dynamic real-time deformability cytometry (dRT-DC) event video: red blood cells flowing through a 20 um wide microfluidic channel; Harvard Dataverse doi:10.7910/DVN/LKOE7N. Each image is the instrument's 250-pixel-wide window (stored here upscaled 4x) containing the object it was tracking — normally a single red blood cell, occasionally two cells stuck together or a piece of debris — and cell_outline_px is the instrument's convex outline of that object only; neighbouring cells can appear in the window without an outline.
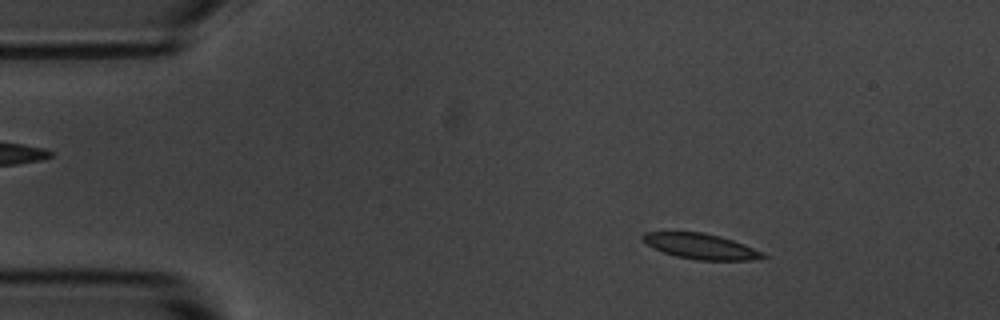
{"species": "common noctule bat (a hibernating species)", "species_latin": "Nyctalus noctula", "temperature_condition": "room temperature", "stored_images_in_passage": 4, "camera_frame_rate_fps": 3000, "um_per_image_px": 0.085, "animal": {"sex": "male", "body_mass_g": 20.1, "forearm_length_mm": 53.5}, "frame": {"image": 1, "passage_image": 2, "time_ms": 0.333, "image_size_px": [1000, 320], "cell_outline_px": [[768, 256], [756, 260], [696, 260], [676, 256], [652, 248], [640, 236], [644, 232], [704, 232], [720, 236], [744, 244], [764, 252]], "centroid_in_image_um": [59.59, 20.94], "position_along_channel_um": 25.4, "area_um2": 17.86}}